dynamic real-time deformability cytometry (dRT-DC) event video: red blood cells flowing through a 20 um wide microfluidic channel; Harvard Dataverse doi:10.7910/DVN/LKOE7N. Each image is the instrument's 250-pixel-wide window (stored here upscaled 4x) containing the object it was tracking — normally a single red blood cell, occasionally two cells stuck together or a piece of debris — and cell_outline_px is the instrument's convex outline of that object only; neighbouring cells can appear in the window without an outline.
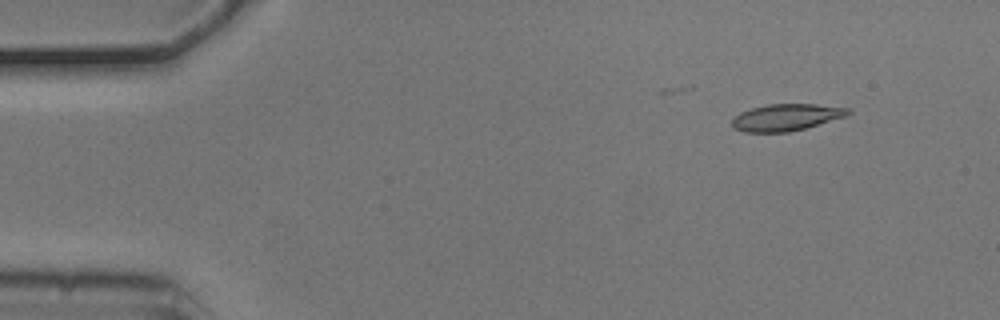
{"species": "common noctule bat (a hibernating species)", "species_latin": "Nyctalus noctula", "temperature_condition": "cold", "stored_images_in_passage": 5, "segment_of_instrument_passage": [1, 2], "camera_frame_rate_fps": 3000, "um_per_image_px": 0.085, "animal": {"sex": "male", "body_mass_g": 20.5, "forearm_length_mm": 52.5}, "frame": {"image": 1, "passage_image": 2, "time_ms": 0.333, "image_size_px": [1000, 320], "cell_outline_px": [[852, 112], [844, 116], [804, 128], [788, 132], [744, 132], [732, 128], [732, 120], [740, 112], [752, 108], [768, 104], [816, 104], [852, 108]], "centroid_in_image_um": [66.81, 9.96], "position_along_channel_um": 18.2, "area_um2": 17.98}}
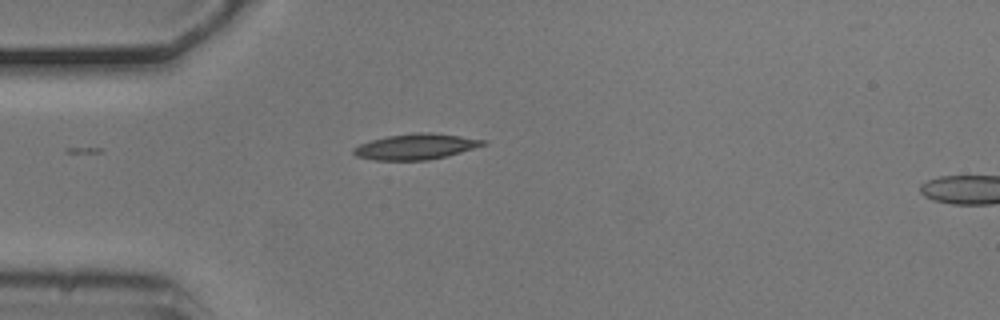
{"frame": {"image": 2, "passage_image": 4, "time_ms": 1.0, "image_size_px": [1000, 320], "cell_outline_px": [[488, 144], [448, 156], [428, 160], [372, 160], [356, 156], [352, 152], [352, 148], [360, 144], [372, 140], [388, 136], [412, 132], [432, 132], [488, 140]], "centroid_in_image_um": [35.37, 12.46], "position_along_channel_um": 49.6, "area_um2": 19.59}}